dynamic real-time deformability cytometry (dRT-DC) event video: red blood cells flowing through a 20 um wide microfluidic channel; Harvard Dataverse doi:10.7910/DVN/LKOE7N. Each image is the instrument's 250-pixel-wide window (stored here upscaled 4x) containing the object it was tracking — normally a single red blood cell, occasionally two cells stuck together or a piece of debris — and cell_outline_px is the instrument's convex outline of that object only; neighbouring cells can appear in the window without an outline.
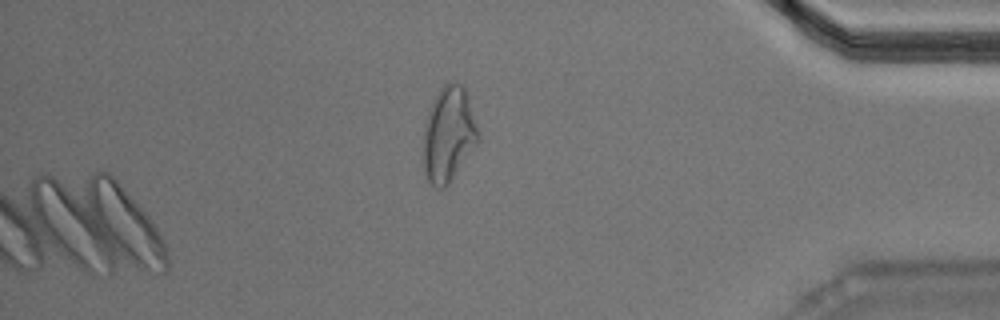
{"species": "Egyptian fruit bat (a non-hibernating species)", "species_latin": "Rousettus aegyptiacus", "temperature_condition": "warm", "stored_images_in_passage": 36, "camera_frame_rate_fps": 3000, "um_per_image_px": 0.085, "animal": {"sex": "male"}, "frame": {"image": 1, "passage_image": 36, "time_ms": 11.667, "image_size_px": [1000, 320], "cell_outline_px": [[480, 140], [448, 184], [444, 188], [436, 188], [424, 176], [424, 124], [428, 112], [440, 88], [448, 80], [456, 80], [464, 88], [480, 132]], "centroid_in_image_um": [38.14, 11.4], "position_along_channel_um": 397.1, "area_um2": 30.35}}